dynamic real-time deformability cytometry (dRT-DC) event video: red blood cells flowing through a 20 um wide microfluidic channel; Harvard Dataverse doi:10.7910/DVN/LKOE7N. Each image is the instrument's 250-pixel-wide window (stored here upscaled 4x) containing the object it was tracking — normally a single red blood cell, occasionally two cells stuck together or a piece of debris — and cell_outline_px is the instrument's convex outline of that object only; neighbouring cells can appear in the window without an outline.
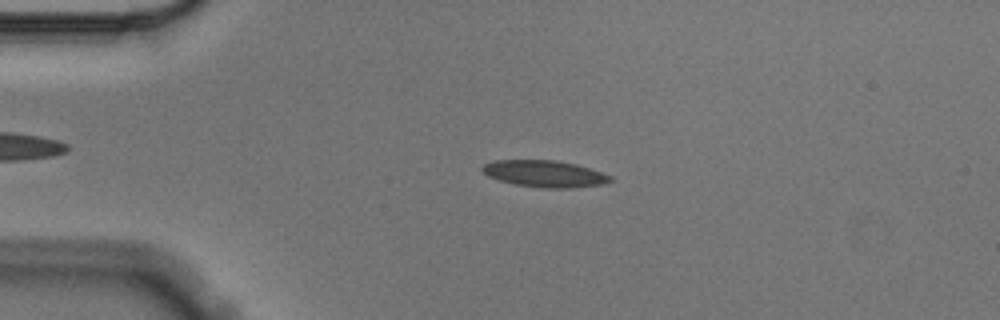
{"species": "Egyptian fruit bat (a non-hibernating species)", "species_latin": "Rousettus aegyptiacus", "temperature_condition": "cold", "stored_images_in_passage": 5, "camera_frame_rate_fps": 3000, "um_per_image_px": 0.085, "animal": {"sex": "male"}, "frame": {"image": 1, "passage_image": 3, "time_ms": 0.667, "image_size_px": [1000, 320], "cell_outline_px": [[612, 180], [604, 184], [572, 188], [544, 188], [516, 184], [500, 180], [488, 176], [480, 168], [484, 164], [492, 160], [556, 160], [576, 164], [612, 176]], "centroid_in_image_um": [46.29, 14.76], "position_along_channel_um": 38.7, "area_um2": 19.83}}
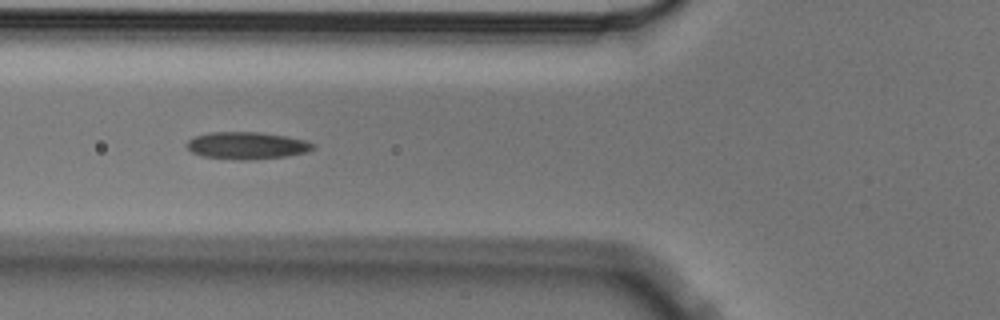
{"frame": {"image": 2, "passage_image": 5, "time_ms": 1.333, "image_size_px": [1000, 320], "cell_outline_px": [[316, 148], [308, 152], [284, 156], [244, 160], [240, 160], [200, 156], [192, 152], [188, 148], [188, 140], [196, 136], [208, 132], [260, 132], [284, 136], [304, 140], [316, 144]], "centroid_in_image_um": [21.0, 12.37], "position_along_channel_um": 104.8, "area_um2": 19.88}}